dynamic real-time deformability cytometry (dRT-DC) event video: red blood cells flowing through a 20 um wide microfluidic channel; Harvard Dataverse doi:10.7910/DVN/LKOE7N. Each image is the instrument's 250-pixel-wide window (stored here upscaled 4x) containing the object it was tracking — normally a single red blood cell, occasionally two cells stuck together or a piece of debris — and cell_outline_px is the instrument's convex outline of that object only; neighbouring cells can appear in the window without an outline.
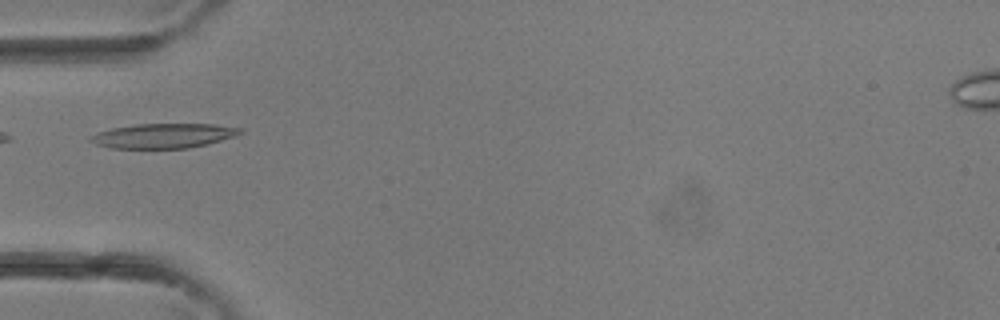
{"species": "common noctule bat (a hibernating species)", "species_latin": "Nyctalus noctula", "temperature_condition": "room temperature", "stored_images_in_passage": 3, "camera_frame_rate_fps": 3000, "um_per_image_px": 0.085, "animal": {"sex": "female"}, "frame": {"image": 1, "passage_image": 3, "time_ms": 0.667, "image_size_px": [1000, 320], "cell_outline_px": [[244, 132], [236, 136], [208, 144], [188, 148], [112, 148], [96, 144], [88, 140], [88, 136], [96, 132], [112, 128], [136, 124], [216, 124], [244, 128]], "centroid_in_image_um": [13.92, 11.53], "position_along_channel_um": 71.1, "area_um2": 21.73}}